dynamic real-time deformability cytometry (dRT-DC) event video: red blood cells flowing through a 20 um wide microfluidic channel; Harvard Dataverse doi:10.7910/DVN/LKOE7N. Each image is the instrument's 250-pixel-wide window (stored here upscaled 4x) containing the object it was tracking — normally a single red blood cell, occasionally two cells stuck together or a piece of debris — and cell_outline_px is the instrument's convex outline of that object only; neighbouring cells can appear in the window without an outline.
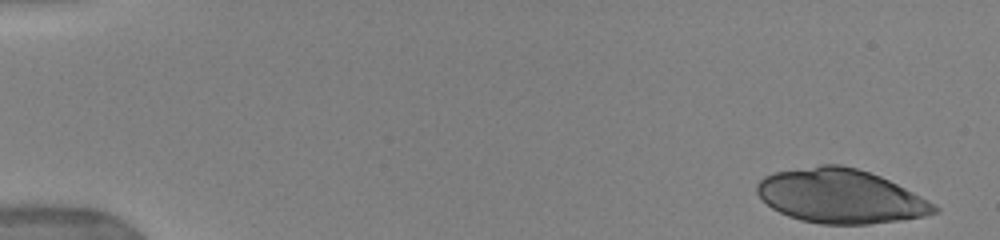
{"species": "human", "species_latin": "Homo sapiens", "temperature_condition": "warm", "stored_images_in_passage": 13, "camera_frame_rate_fps": 3000, "um_per_image_px": 0.085, "donor": {"sex": "female"}, "frame": {"image": 1, "passage_image": 1, "time_ms": 0.0, "image_size_px": [1000, 240], "cell_outline_px": [[940, 208], [936, 212], [924, 216], [900, 220], [868, 224], [820, 224], [800, 220], [788, 216], [772, 208], [756, 192], [756, 184], [764, 176], [776, 172], [820, 164], [840, 164], [856, 168], [880, 176], [928, 200]], "centroid_in_image_um": [71.42, 16.67], "position_along_channel_um": 13.6, "area_um2": 55.55}}